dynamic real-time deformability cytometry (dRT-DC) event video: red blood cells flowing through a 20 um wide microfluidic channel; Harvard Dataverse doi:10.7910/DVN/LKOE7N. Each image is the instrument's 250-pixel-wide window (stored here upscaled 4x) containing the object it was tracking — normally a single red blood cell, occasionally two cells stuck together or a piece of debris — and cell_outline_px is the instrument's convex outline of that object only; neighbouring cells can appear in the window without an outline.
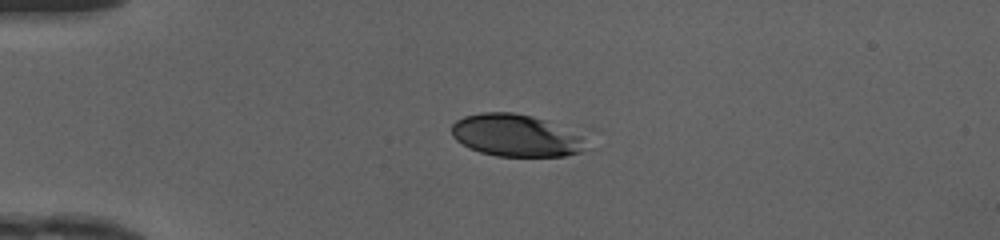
{"species": "human", "species_latin": "Homo sapiens", "temperature_condition": "cold", "stored_images_in_passage": 23, "camera_frame_rate_fps": 3000, "um_per_image_px": 0.085, "donor": {"sex": "female"}, "frame": {"image": 1, "passage_image": 1, "time_ms": 0.0, "image_size_px": [1000, 240], "cell_outline_px": [[600, 128], [580, 152], [564, 156], [496, 156], [480, 152], [468, 148], [456, 140], [452, 136], [452, 124], [456, 120], [464, 116], [480, 112], [512, 112]], "centroid_in_image_um": [44.26, 11.46], "position_along_channel_um": 40.7, "area_um2": 36.24}}
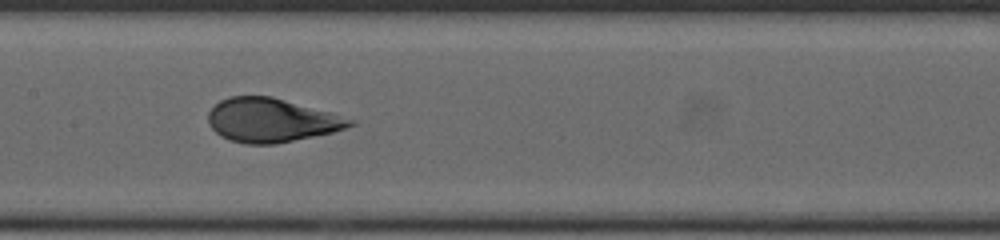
{"frame": {"image": 2, "passage_image": 14, "time_ms": 4.333, "image_size_px": [1000, 240], "cell_outline_px": [[356, 124], [332, 132], [276, 144], [244, 144], [228, 140], [220, 136], [208, 124], [208, 112], [220, 100], [232, 96], [272, 96], [332, 112], [356, 120]], "centroid_in_image_um": [23.06, 10.22], "position_along_channel_um": 184.3, "area_um2": 36.36}}
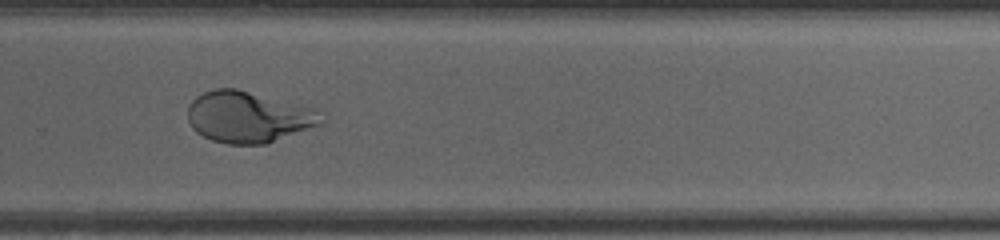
{"frame": {"image": 3, "passage_image": 23, "time_ms": 7.333, "image_size_px": [1000, 240], "cell_outline_px": [[324, 120], [320, 124], [268, 144], [228, 144], [212, 140], [196, 132], [192, 128], [188, 120], [188, 104], [196, 96], [204, 92], [216, 88], [236, 88], [308, 108]], "centroid_in_image_um": [21.0, 9.96], "position_along_channel_um": 308.8, "area_um2": 39.07}}